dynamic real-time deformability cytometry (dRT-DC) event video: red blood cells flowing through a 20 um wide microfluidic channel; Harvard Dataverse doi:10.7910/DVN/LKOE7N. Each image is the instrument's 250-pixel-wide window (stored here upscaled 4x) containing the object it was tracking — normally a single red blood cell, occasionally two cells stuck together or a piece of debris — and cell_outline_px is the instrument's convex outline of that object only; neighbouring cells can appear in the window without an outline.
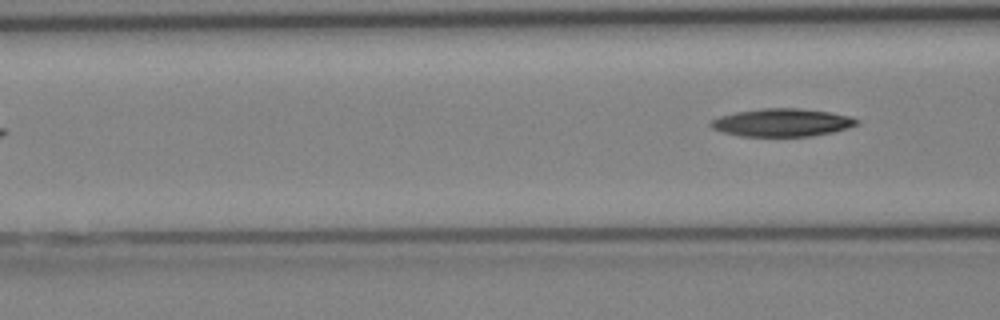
{"species": "Egyptian fruit bat (a non-hibernating species)", "species_latin": "Rousettus aegyptiacus", "temperature_condition": "cold", "stored_images_in_passage": 5, "camera_frame_rate_fps": 3000, "um_per_image_px": 0.085, "animal": {"sex": "female"}, "frame": {"image": 1, "passage_image": 5, "time_ms": 4.667, "image_size_px": [1000, 320], "cell_outline_px": [[860, 120], [856, 124], [848, 128], [832, 132], [812, 136], [744, 136], [724, 132], [712, 128], [708, 124], [712, 120], [720, 116], [736, 112], [764, 108], [800, 108], [828, 112], [852, 116]], "centroid_in_image_um": [66.5, 10.41], "position_along_channel_um": 100.1, "area_um2": 23.58}}